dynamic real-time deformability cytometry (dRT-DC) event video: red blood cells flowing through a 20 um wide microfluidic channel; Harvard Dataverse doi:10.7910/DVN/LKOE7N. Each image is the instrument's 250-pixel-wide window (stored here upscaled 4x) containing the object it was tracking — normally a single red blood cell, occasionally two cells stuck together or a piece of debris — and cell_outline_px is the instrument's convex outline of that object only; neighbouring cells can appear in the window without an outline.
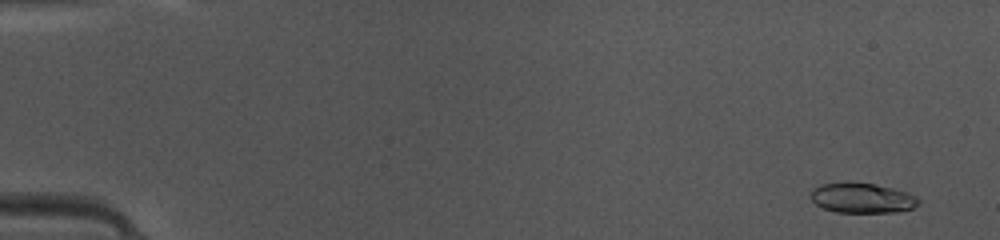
{"species": "common noctule bat (a hibernating species)", "species_latin": "Nyctalus noctula", "temperature_condition": "warm", "stored_images_in_passage": 49, "camera_frame_rate_fps": 3000, "um_per_image_px": 0.085, "animal": {"sex": "female", "body_mass_g": 10.0, "forearm_length_mm": 53.1}, "frame": {"image": 1, "passage_image": 3, "time_ms": 0.667, "image_size_px": [1000, 240], "cell_outline_px": [[920, 204], [912, 208], [896, 212], [836, 212], [824, 208], [816, 204], [808, 196], [812, 188], [820, 184], [852, 180], [876, 184], [908, 192], [916, 196], [920, 200]], "centroid_in_image_um": [73.25, 16.79], "position_along_channel_um": 11.8, "area_um2": 19.42}}
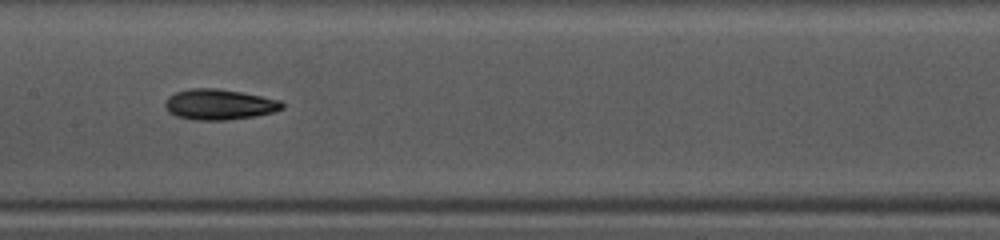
{"frame": {"image": 2, "passage_image": 25, "time_ms": 8.0, "image_size_px": [1000, 240], "cell_outline_px": [[284, 108], [272, 112], [256, 116], [228, 120], [192, 120], [176, 116], [168, 112], [164, 104], [168, 96], [176, 92], [192, 88], [216, 88], [240, 92], [280, 100], [284, 104]], "centroid_in_image_um": [18.61, 8.89], "position_along_channel_um": 188.8, "area_um2": 20.87}}
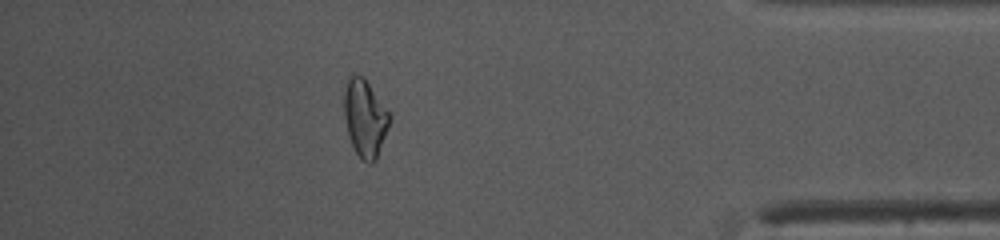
{"frame": {"image": 3, "passage_image": 43, "time_ms": 14.0, "image_size_px": [1000, 240], "cell_outline_px": [[392, 116], [388, 128], [376, 160], [372, 164], [368, 164], [360, 160], [348, 136], [344, 116], [344, 92], [348, 80], [352, 72], [364, 76]], "centroid_in_image_um": [31.02, 10.04], "position_along_channel_um": 404.2, "area_um2": 20.75}, "authors_computed_cell_mechanics": {"area_um2": 19.5942, "velocity_mm_per_s": 4.1607, "shape_relaxation_time_tau1_ms": 5.1984, "shape_relaxation_time_tau2_ms": 1.5906, "deformation_change_tau1": 0.194, "deformation_change_tau2": 0.0978}}